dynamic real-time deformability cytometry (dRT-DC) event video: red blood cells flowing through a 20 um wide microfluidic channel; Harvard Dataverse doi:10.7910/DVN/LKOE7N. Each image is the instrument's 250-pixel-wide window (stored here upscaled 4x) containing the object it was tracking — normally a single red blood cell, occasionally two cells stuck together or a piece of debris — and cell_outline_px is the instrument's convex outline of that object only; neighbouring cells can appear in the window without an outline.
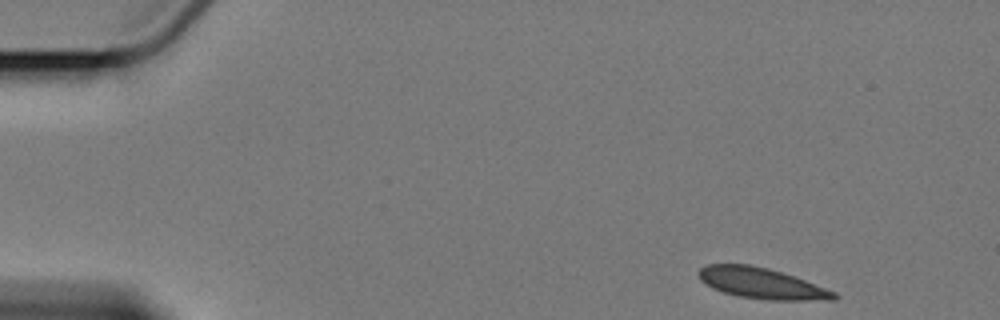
{"species": "Egyptian fruit bat (a non-hibernating species)", "species_latin": "Rousettus aegyptiacus", "temperature_condition": "cold", "stored_images_in_passage": 4, "segment_of_instrument_passage": [1, 2], "camera_frame_rate_fps": 3000, "um_per_image_px": 0.085, "animal": {"sex": "female"}, "frame": {"image": 1, "passage_image": 1, "time_ms": 0.0, "image_size_px": [1000, 320], "cell_outline_px": [[840, 296], [836, 300], [768, 300], [736, 296], [712, 288], [700, 280], [696, 272], [700, 268], [708, 264], [752, 264], [768, 268], [804, 280], [836, 292]], "centroid_in_image_um": [64.71, 24.08], "position_along_channel_um": 20.3, "area_um2": 24.39}}
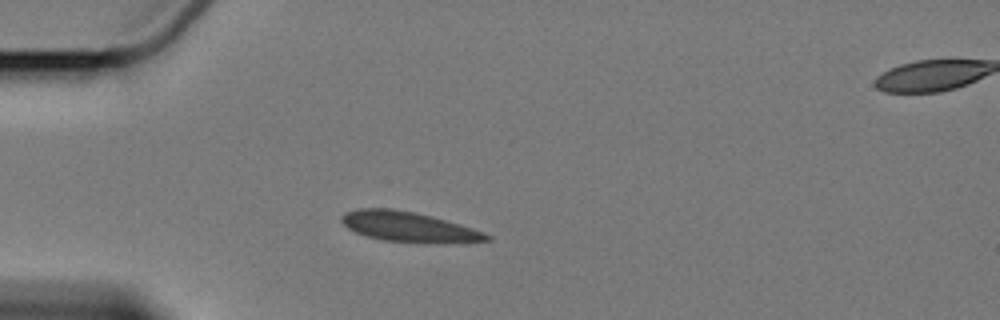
{"frame": {"image": 2, "passage_image": 3, "time_ms": 3.333, "image_size_px": [1000, 320], "cell_outline_px": [[492, 240], [440, 244], [436, 244], [384, 240], [364, 236], [348, 228], [340, 220], [340, 216], [344, 212], [356, 208], [392, 208], [432, 216], [460, 224], [484, 232], [492, 236]], "centroid_in_image_um": [34.74, 19.29], "position_along_channel_um": 50.3, "area_um2": 25.72}}